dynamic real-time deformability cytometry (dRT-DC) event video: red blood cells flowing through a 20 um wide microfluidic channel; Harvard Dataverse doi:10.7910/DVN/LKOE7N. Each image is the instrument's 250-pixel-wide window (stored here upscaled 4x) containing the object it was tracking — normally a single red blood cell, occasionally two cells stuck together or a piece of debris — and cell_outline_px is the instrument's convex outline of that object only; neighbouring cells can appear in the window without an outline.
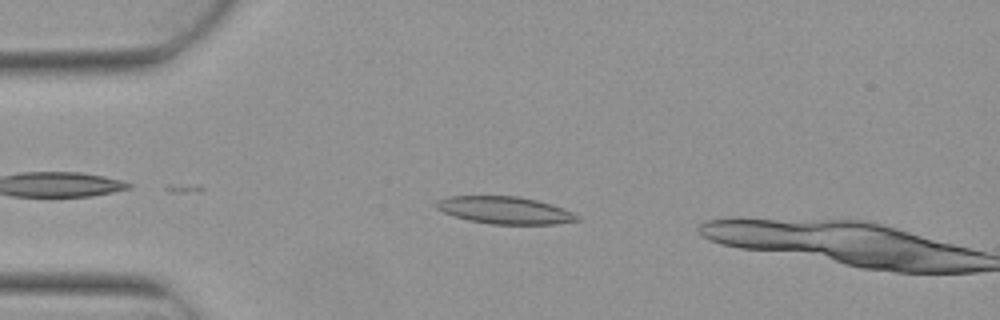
{"species": "Egyptian fruit bat (a non-hibernating species)", "species_latin": "Rousettus aegyptiacus", "temperature_condition": "warm", "stored_images_in_passage": 3, "camera_frame_rate_fps": 3000, "um_per_image_px": 0.085, "animal": {"sex": "female"}, "frame": {"image": 1, "passage_image": 2, "time_ms": 0.333, "image_size_px": [1000, 320], "cell_outline_px": [[580, 220], [556, 224], [492, 224], [468, 220], [444, 212], [436, 208], [436, 200], [448, 196], [520, 196], [552, 204], [564, 208], [572, 212]], "centroid_in_image_um": [42.91, 17.86], "position_along_channel_um": 42.1, "area_um2": 22.31}}